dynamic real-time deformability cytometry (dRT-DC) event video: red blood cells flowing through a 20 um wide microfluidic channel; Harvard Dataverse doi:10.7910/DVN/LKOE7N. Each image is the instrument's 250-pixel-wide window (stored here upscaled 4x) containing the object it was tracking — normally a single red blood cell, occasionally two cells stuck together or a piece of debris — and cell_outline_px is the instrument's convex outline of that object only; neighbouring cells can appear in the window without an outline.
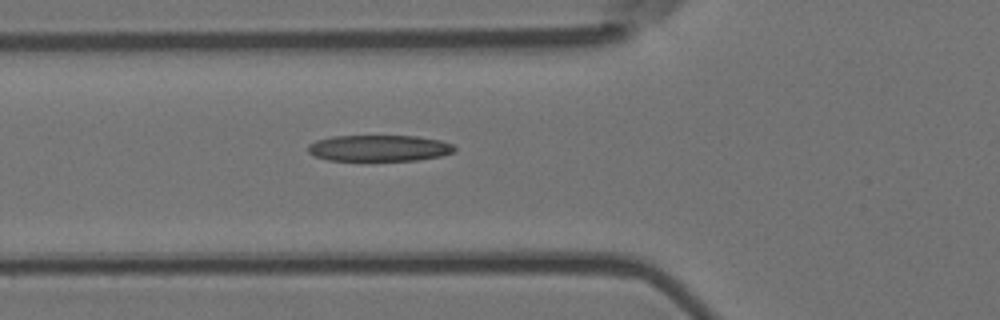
{"species": "Egyptian fruit bat (a non-hibernating species)", "species_latin": "Rousettus aegyptiacus", "temperature_condition": "room temperature", "stored_images_in_passage": 5, "camera_frame_rate_fps": 3000, "um_per_image_px": 0.085, "animal": {"sex": "female"}, "frame": {"image": 1, "passage_image": 5, "time_ms": 1.333, "image_size_px": [1000, 320], "cell_outline_px": [[456, 152], [440, 156], [416, 160], [328, 160], [316, 156], [308, 152], [308, 144], [316, 140], [332, 136], [416, 136], [440, 140], [452, 144], [456, 148]], "centroid_in_image_um": [32.23, 12.58], "position_along_channel_um": 93.6, "area_um2": 22.37}}